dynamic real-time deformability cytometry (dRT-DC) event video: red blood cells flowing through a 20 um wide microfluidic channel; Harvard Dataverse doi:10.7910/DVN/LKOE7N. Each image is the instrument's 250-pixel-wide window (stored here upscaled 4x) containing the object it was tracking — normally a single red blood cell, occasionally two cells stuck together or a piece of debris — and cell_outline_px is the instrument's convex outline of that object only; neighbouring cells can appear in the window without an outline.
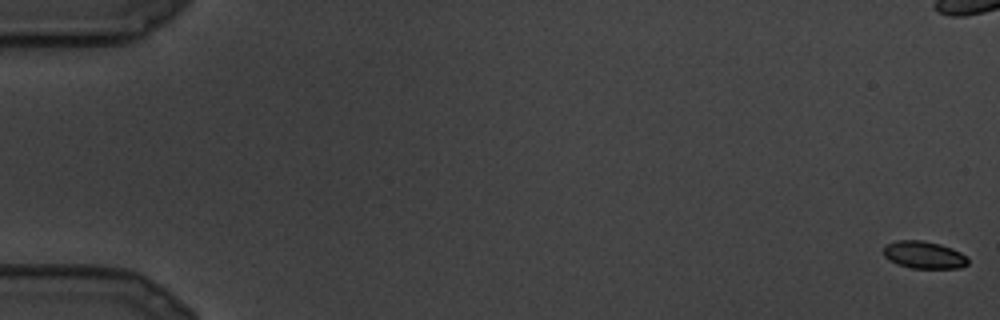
{"species": "common noctule bat (a hibernating species)", "species_latin": "Nyctalus noctula", "temperature_condition": "cold", "stored_images_in_passage": 29, "camera_frame_rate_fps": 3000, "um_per_image_px": 0.085, "animal": {"sex": "male", "body_mass_g": 19.5, "forearm_length_mm": 54.6}, "frame": {"image": 1, "passage_image": 1, "time_ms": 0.0, "image_size_px": [1000, 320], "cell_outline_px": [[968, 264], [960, 268], [912, 268], [896, 264], [888, 260], [884, 256], [884, 244], [896, 240], [920, 240], [940, 244], [952, 248], [960, 252], [968, 260]], "centroid_in_image_um": [78.49, 21.66], "position_along_channel_um": 6.5, "area_um2": 13.53}}
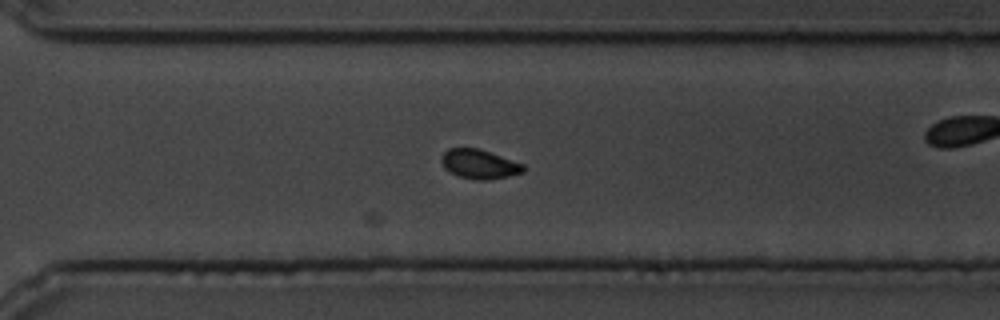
{"frame": {"image": 2, "passage_image": 21, "time_ms": 6.667, "image_size_px": [1000, 320], "cell_outline_px": [[524, 172], [508, 176], [488, 180], [476, 180], [460, 176], [444, 168], [440, 160], [444, 152], [448, 148], [480, 148], [524, 164]], "centroid_in_image_um": [40.75, 13.94], "position_along_channel_um": 329.9, "area_um2": 13.99}}